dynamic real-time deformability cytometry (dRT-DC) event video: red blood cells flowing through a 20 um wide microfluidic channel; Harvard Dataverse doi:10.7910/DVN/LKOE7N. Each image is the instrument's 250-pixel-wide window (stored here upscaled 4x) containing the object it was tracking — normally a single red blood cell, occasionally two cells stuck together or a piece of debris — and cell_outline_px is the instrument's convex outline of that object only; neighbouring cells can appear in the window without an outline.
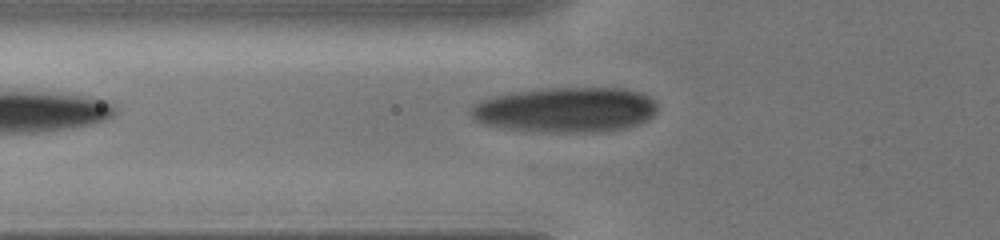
{"species": "human", "species_latin": "Homo sapiens", "temperature_condition": "cold", "stored_images_in_passage": 7, "camera_frame_rate_fps": 3000, "um_per_image_px": 0.085, "donor": {"sex": "male"}, "frame": {"image": 1, "passage_image": 7, "time_ms": 4.0, "image_size_px": [1000, 240], "cell_outline_px": [[656, 112], [648, 120], [640, 124], [628, 128], [596, 132], [548, 132], [504, 128], [484, 124], [472, 120], [468, 112], [472, 104], [480, 100], [512, 92], [552, 88], [624, 88], [640, 92], [656, 100]], "centroid_in_image_um": [48.08, 9.34], "position_along_channel_um": 77.7, "area_um2": 49.48}}